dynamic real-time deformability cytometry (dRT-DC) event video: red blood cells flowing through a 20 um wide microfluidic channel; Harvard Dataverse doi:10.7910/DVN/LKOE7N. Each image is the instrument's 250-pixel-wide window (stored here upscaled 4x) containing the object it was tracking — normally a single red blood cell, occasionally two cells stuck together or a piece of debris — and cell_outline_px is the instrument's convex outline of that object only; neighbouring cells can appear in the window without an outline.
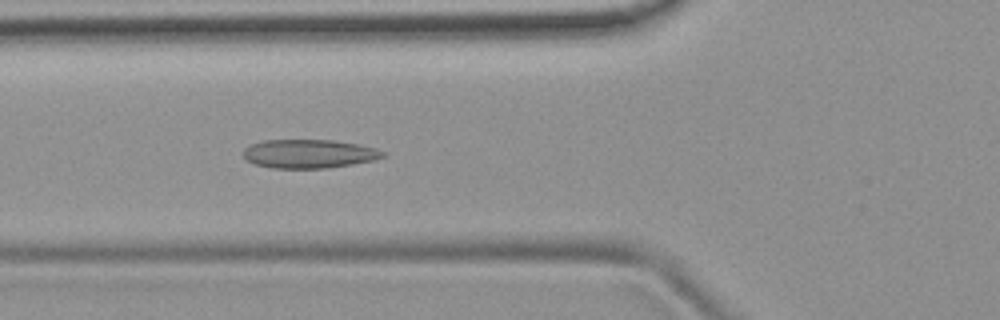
{"species": "common noctule bat (a hibernating species)", "species_latin": "Nyctalus noctula", "temperature_condition": "room temperature", "stored_images_in_passage": 5, "camera_frame_rate_fps": 3000, "um_per_image_px": 0.085, "animal": {"sex": "female", "body_mass_g": 19.9}, "frame": {"image": 1, "passage_image": 5, "time_ms": 4.667, "image_size_px": [1000, 320], "cell_outline_px": [[388, 156], [376, 160], [352, 164], [324, 168], [272, 168], [256, 164], [244, 160], [244, 148], [252, 144], [264, 140], [332, 140], [356, 144], [376, 148], [388, 152]], "centroid_in_image_um": [26.31, 13.07], "position_along_channel_um": 99.5, "area_um2": 23.47}}